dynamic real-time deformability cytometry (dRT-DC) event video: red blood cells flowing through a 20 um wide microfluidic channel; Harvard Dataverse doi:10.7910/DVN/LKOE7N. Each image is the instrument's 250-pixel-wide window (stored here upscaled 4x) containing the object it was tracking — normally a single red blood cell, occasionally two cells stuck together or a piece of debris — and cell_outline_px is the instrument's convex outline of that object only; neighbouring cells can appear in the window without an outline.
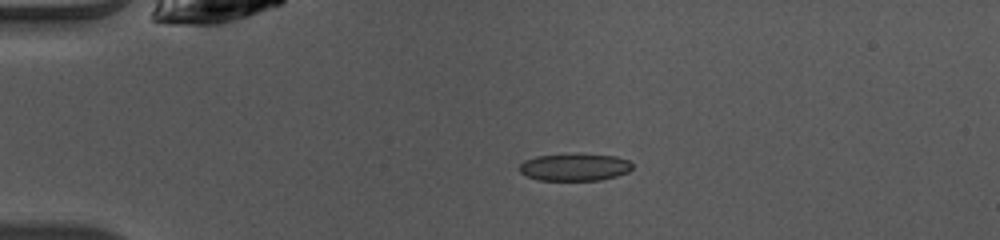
{"species": "common noctule bat (a hibernating species)", "species_latin": "Nyctalus noctula", "temperature_condition": "warm", "stored_images_in_passage": 39, "camera_frame_rate_fps": 3000, "um_per_image_px": 0.085, "animal": {"sex": "female", "body_mass_g": 10.0, "forearm_length_mm": 53.1}, "frame": {"image": 1, "passage_image": 1, "time_ms": 0.0, "image_size_px": [1000, 240], "cell_outline_px": [[632, 168], [628, 172], [616, 176], [600, 180], [536, 180], [520, 172], [520, 164], [524, 160], [536, 156], [616, 156], [628, 160], [632, 164]], "centroid_in_image_um": [48.84, 14.25], "position_along_channel_um": 36.2, "area_um2": 17.22}}
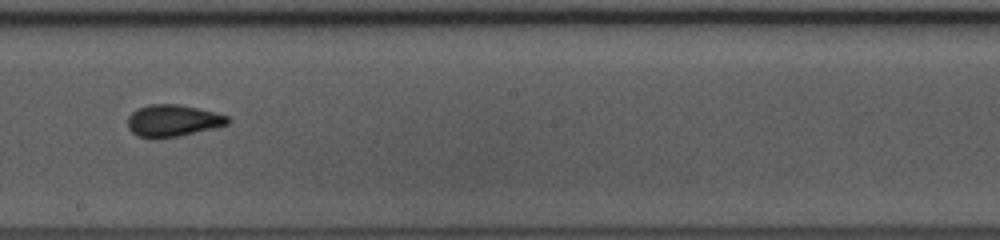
{"frame": {"image": 2, "passage_image": 18, "time_ms": 5.667, "image_size_px": [1000, 240], "cell_outline_px": [[232, 120], [228, 124], [180, 136], [156, 140], [152, 140], [136, 136], [128, 128], [128, 116], [136, 108], [148, 104], [180, 104], [216, 112], [228, 116]], "centroid_in_image_um": [14.66, 10.27], "position_along_channel_um": 233.5, "area_um2": 19.07}}
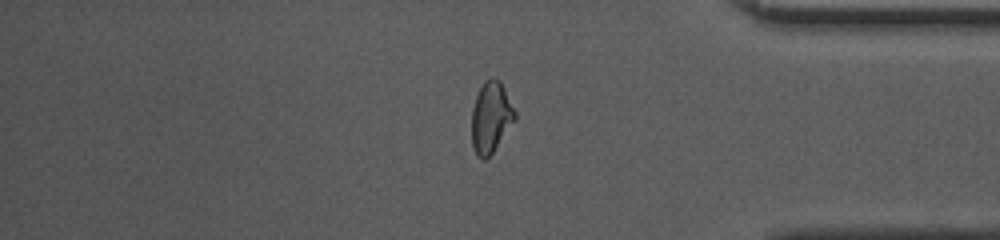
{"frame": {"image": 3, "passage_image": 31, "time_ms": 10.0, "image_size_px": [1000, 240], "cell_outline_px": [[516, 120], [492, 152], [484, 160], [476, 156], [472, 148], [472, 108], [476, 96], [484, 80], [492, 76], [500, 80], [516, 112]], "centroid_in_image_um": [41.72, 9.96], "position_along_channel_um": 393.5, "area_um2": 17.98}, "authors_computed_cell_mechanics": {"area_um2": 18.0914, "velocity_mm_per_s": 4.0945, "shape_relaxation_time_tau1_ms": 4.3764, "shape_relaxation_time_tau2_ms": 1.185, "deformation_change_tau1": 0.1578, "deformation_change_tau2": 0.0732}}